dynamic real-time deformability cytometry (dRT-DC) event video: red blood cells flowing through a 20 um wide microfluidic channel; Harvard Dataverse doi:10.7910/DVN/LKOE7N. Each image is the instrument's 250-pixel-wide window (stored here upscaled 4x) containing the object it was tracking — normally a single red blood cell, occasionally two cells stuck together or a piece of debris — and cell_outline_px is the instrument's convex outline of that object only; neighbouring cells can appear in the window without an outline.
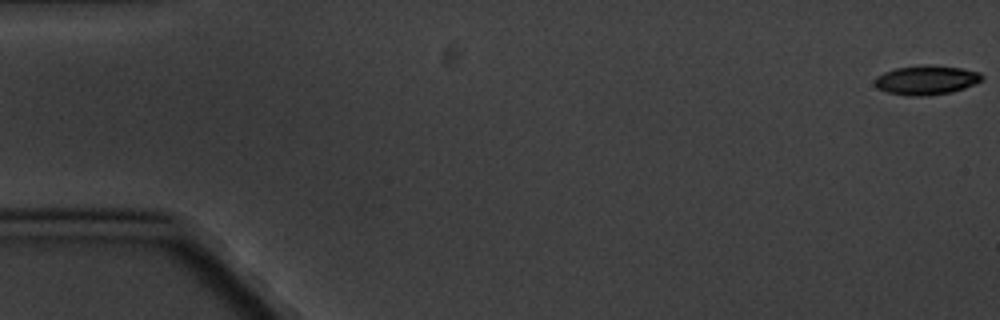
{"species": "common noctule bat (a hibernating species)", "species_latin": "Nyctalus noctula", "temperature_condition": "cold", "stored_images_in_passage": 5, "segment_of_instrument_passage": [2, 2], "camera_frame_rate_fps": 3000, "um_per_image_px": 0.085, "animal": {"sex": "male", "body_mass_g": 20.1, "forearm_length_mm": 53.5}, "frame": {"image": 1, "passage_image": 5, "time_ms": 5.667, "image_size_px": [1000, 320], "cell_outline_px": [[984, 80], [964, 88], [952, 92], [928, 96], [908, 96], [888, 92], [876, 88], [876, 76], [884, 72], [896, 68], [928, 64], [960, 68], [980, 72], [984, 76]], "centroid_in_image_um": [78.77, 6.81], "position_along_channel_um": 6.2, "area_um2": 18.38}}